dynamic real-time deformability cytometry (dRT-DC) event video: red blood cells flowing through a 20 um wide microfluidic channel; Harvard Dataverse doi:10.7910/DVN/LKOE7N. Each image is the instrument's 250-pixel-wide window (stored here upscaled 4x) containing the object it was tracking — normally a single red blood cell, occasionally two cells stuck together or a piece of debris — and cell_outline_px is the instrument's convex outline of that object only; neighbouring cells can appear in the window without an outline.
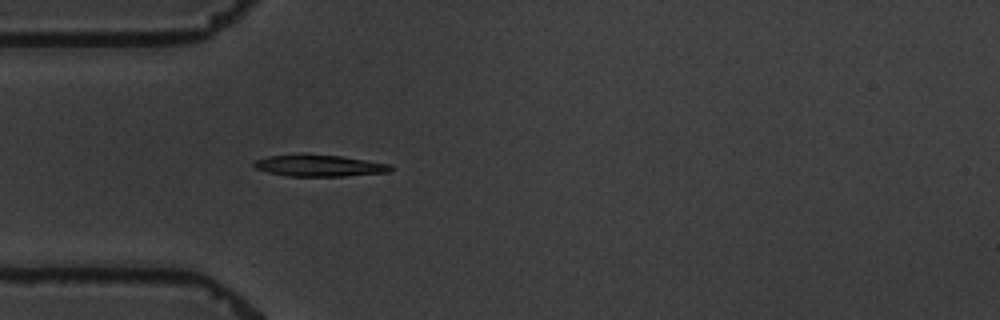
{"species": "common noctule bat (a hibernating species)", "species_latin": "Nyctalus noctula", "temperature_condition": "warm", "stored_images_in_passage": 4, "camera_frame_rate_fps": 3000, "um_per_image_px": 0.085, "animal": {"sex": "male", "body_mass_g": 19.5, "forearm_length_mm": 54.6}, "frame": {"image": 1, "passage_image": 4, "time_ms": 4.667, "image_size_px": [1000, 320], "cell_outline_px": [[392, 168], [388, 172], [344, 176], [288, 176], [268, 172], [256, 168], [252, 164], [256, 160], [268, 156], [304, 152], [340, 156], [392, 164]], "centroid_in_image_um": [27.1, 14.05], "position_along_channel_um": 57.9, "area_um2": 17.51}}